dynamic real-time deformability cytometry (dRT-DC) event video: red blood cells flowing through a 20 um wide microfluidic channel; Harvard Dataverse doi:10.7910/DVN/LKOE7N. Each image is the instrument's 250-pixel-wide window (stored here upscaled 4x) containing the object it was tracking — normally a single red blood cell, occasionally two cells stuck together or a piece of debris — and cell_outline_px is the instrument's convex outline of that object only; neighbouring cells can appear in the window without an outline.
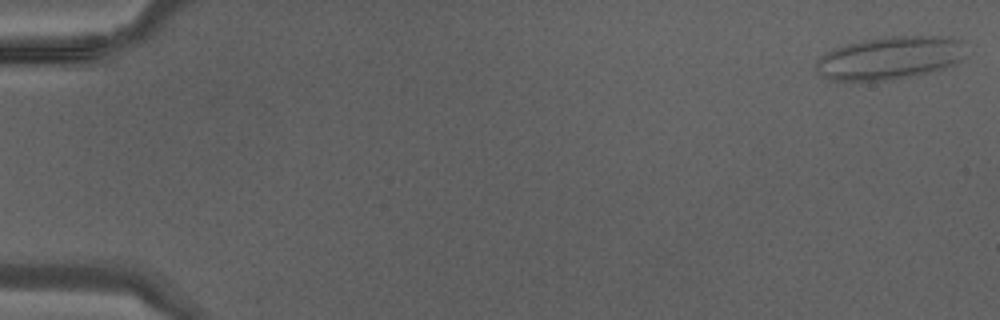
{"species": "Egyptian fruit bat (a non-hibernating species)", "species_latin": "Rousettus aegyptiacus", "temperature_condition": "warm", "stored_images_in_passage": 43, "camera_frame_rate_fps": 3000, "um_per_image_px": 0.085, "animal": {"sex": "male"}, "frame": {"image": 1, "passage_image": 1, "time_ms": 0.0, "image_size_px": [1000, 320], "cell_outline_px": [[968, 56], [956, 64], [944, 68], [928, 72], [888, 80], [832, 80], [816, 72], [816, 60], [820, 56], [836, 48], [848, 44], [864, 40], [892, 36], [952, 36], [960, 40]], "centroid_in_image_um": [75.7, 4.91], "position_along_channel_um": 9.3, "area_um2": 37.34}}
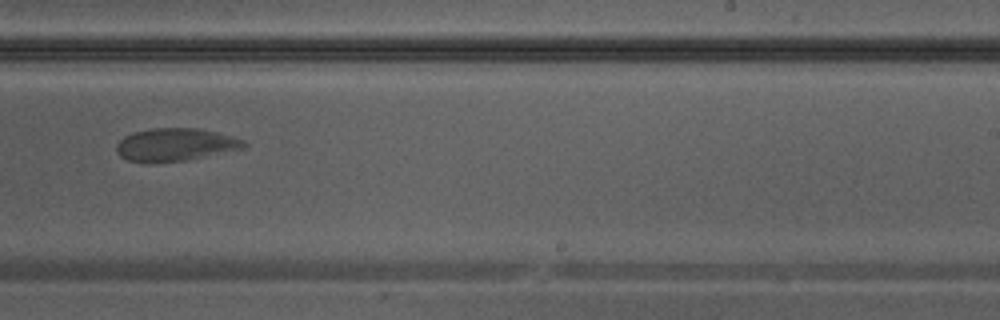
{"frame": {"image": 2, "passage_image": 28, "time_ms": 9.0, "image_size_px": [1000, 320], "cell_outline_px": [[248, 144], [244, 148], [188, 160], [152, 164], [128, 160], [120, 156], [116, 152], [116, 144], [124, 136], [132, 132], [152, 128], [196, 128], [216, 132], [244, 140]], "centroid_in_image_um": [14.86, 12.31], "position_along_channel_um": 274.1, "area_um2": 24.62}}
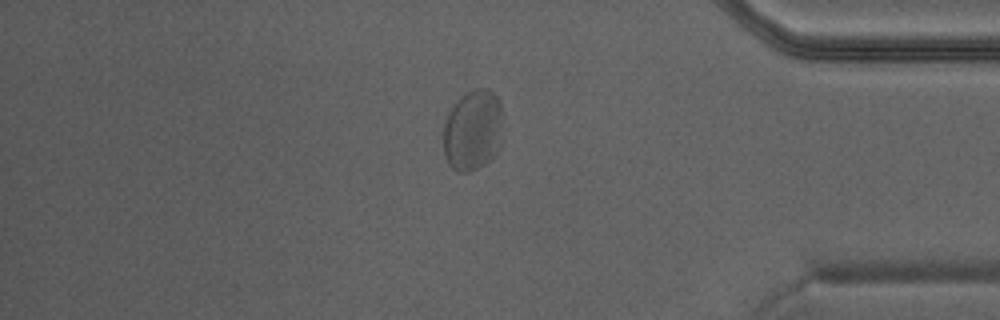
{"frame": {"image": 3, "passage_image": 37, "time_ms": 12.0, "image_size_px": [1000, 320], "cell_outline_px": [[500, 120], [496, 152], [484, 164], [468, 172], [456, 172], [448, 164], [444, 156], [444, 124], [456, 100], [460, 96], [472, 88], [488, 88], [500, 100]], "centroid_in_image_um": [40.13, 11.05], "position_along_channel_um": 395.1, "area_um2": 27.46}}